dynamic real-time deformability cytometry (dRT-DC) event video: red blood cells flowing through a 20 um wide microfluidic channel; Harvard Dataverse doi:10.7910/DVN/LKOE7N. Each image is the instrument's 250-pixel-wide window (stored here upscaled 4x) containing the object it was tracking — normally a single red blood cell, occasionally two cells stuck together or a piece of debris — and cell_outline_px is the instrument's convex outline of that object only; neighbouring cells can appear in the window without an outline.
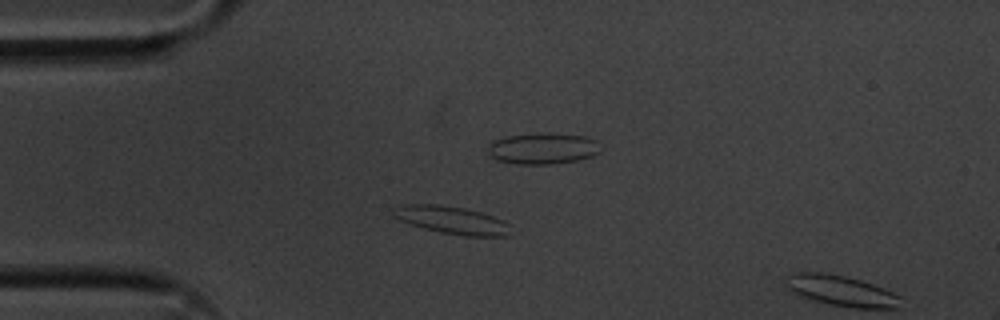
{"species": "common noctule bat (a hibernating species)", "species_latin": "Nyctalus noctula", "temperature_condition": "cold", "stored_images_in_passage": 3, "camera_frame_rate_fps": 3000, "um_per_image_px": 0.085, "animal": {"sex": "male", "body_mass_g": 20.1, "forearm_length_mm": 53.5}, "frame": {"image": 1, "passage_image": 2, "time_ms": 0.333, "image_size_px": [1000, 320], "cell_outline_px": [[508, 236], [464, 236], [440, 232], [424, 228], [400, 220], [392, 216], [392, 208], [400, 204], [436, 204], [464, 208], [480, 212], [504, 220], [508, 224]], "centroid_in_image_um": [38.35, 18.7], "position_along_channel_um": 46.7, "area_um2": 18.84}}